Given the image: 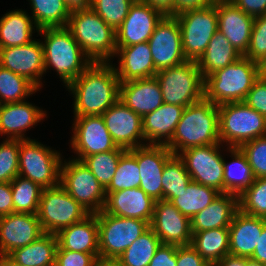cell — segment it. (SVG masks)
Instances as JSON below:
<instances>
[{
	"label": "cell",
	"mask_w": 266,
	"mask_h": 266,
	"mask_svg": "<svg viewBox=\"0 0 266 266\" xmlns=\"http://www.w3.org/2000/svg\"><path fill=\"white\" fill-rule=\"evenodd\" d=\"M66 88L74 97L75 116L102 115L120 98V80L111 63L93 62Z\"/></svg>",
	"instance_id": "obj_1"
},
{
	"label": "cell",
	"mask_w": 266,
	"mask_h": 266,
	"mask_svg": "<svg viewBox=\"0 0 266 266\" xmlns=\"http://www.w3.org/2000/svg\"><path fill=\"white\" fill-rule=\"evenodd\" d=\"M218 143H221L218 106L203 98L185 107L172 139L166 146L174 155H178L188 148Z\"/></svg>",
	"instance_id": "obj_2"
},
{
	"label": "cell",
	"mask_w": 266,
	"mask_h": 266,
	"mask_svg": "<svg viewBox=\"0 0 266 266\" xmlns=\"http://www.w3.org/2000/svg\"><path fill=\"white\" fill-rule=\"evenodd\" d=\"M45 72L54 68L67 87L93 62L66 27L42 28Z\"/></svg>",
	"instance_id": "obj_3"
},
{
	"label": "cell",
	"mask_w": 266,
	"mask_h": 266,
	"mask_svg": "<svg viewBox=\"0 0 266 266\" xmlns=\"http://www.w3.org/2000/svg\"><path fill=\"white\" fill-rule=\"evenodd\" d=\"M66 28L92 62L110 63L116 55V31L91 7L72 12Z\"/></svg>",
	"instance_id": "obj_4"
},
{
	"label": "cell",
	"mask_w": 266,
	"mask_h": 266,
	"mask_svg": "<svg viewBox=\"0 0 266 266\" xmlns=\"http://www.w3.org/2000/svg\"><path fill=\"white\" fill-rule=\"evenodd\" d=\"M259 77L257 62L242 56L204 79V98L217 106L242 102Z\"/></svg>",
	"instance_id": "obj_5"
},
{
	"label": "cell",
	"mask_w": 266,
	"mask_h": 266,
	"mask_svg": "<svg viewBox=\"0 0 266 266\" xmlns=\"http://www.w3.org/2000/svg\"><path fill=\"white\" fill-rule=\"evenodd\" d=\"M218 111L220 142L227 147H240L266 135V117L244 101L218 105Z\"/></svg>",
	"instance_id": "obj_6"
},
{
	"label": "cell",
	"mask_w": 266,
	"mask_h": 266,
	"mask_svg": "<svg viewBox=\"0 0 266 266\" xmlns=\"http://www.w3.org/2000/svg\"><path fill=\"white\" fill-rule=\"evenodd\" d=\"M160 83L163 103L187 107L204 98V79L197 61L161 69L155 74Z\"/></svg>",
	"instance_id": "obj_7"
},
{
	"label": "cell",
	"mask_w": 266,
	"mask_h": 266,
	"mask_svg": "<svg viewBox=\"0 0 266 266\" xmlns=\"http://www.w3.org/2000/svg\"><path fill=\"white\" fill-rule=\"evenodd\" d=\"M60 152L52 150L37 140H20L18 175L30 179L43 189L60 184Z\"/></svg>",
	"instance_id": "obj_8"
},
{
	"label": "cell",
	"mask_w": 266,
	"mask_h": 266,
	"mask_svg": "<svg viewBox=\"0 0 266 266\" xmlns=\"http://www.w3.org/2000/svg\"><path fill=\"white\" fill-rule=\"evenodd\" d=\"M96 216L101 259L117 260L150 227L144 220L114 216L103 210Z\"/></svg>",
	"instance_id": "obj_9"
},
{
	"label": "cell",
	"mask_w": 266,
	"mask_h": 266,
	"mask_svg": "<svg viewBox=\"0 0 266 266\" xmlns=\"http://www.w3.org/2000/svg\"><path fill=\"white\" fill-rule=\"evenodd\" d=\"M60 185L89 214L103 210L106 202L105 188L82 161L71 159L62 162Z\"/></svg>",
	"instance_id": "obj_10"
},
{
	"label": "cell",
	"mask_w": 266,
	"mask_h": 266,
	"mask_svg": "<svg viewBox=\"0 0 266 266\" xmlns=\"http://www.w3.org/2000/svg\"><path fill=\"white\" fill-rule=\"evenodd\" d=\"M37 215L44 233L57 234L89 213L59 184L42 190Z\"/></svg>",
	"instance_id": "obj_11"
},
{
	"label": "cell",
	"mask_w": 266,
	"mask_h": 266,
	"mask_svg": "<svg viewBox=\"0 0 266 266\" xmlns=\"http://www.w3.org/2000/svg\"><path fill=\"white\" fill-rule=\"evenodd\" d=\"M185 58L198 61L204 54L212 36L218 31L216 2L214 5L184 11L176 15Z\"/></svg>",
	"instance_id": "obj_12"
},
{
	"label": "cell",
	"mask_w": 266,
	"mask_h": 266,
	"mask_svg": "<svg viewBox=\"0 0 266 266\" xmlns=\"http://www.w3.org/2000/svg\"><path fill=\"white\" fill-rule=\"evenodd\" d=\"M222 143L188 148L178 154L191 180L224 193Z\"/></svg>",
	"instance_id": "obj_13"
},
{
	"label": "cell",
	"mask_w": 266,
	"mask_h": 266,
	"mask_svg": "<svg viewBox=\"0 0 266 266\" xmlns=\"http://www.w3.org/2000/svg\"><path fill=\"white\" fill-rule=\"evenodd\" d=\"M157 71L185 62L181 30L176 16L165 14L147 41Z\"/></svg>",
	"instance_id": "obj_14"
},
{
	"label": "cell",
	"mask_w": 266,
	"mask_h": 266,
	"mask_svg": "<svg viewBox=\"0 0 266 266\" xmlns=\"http://www.w3.org/2000/svg\"><path fill=\"white\" fill-rule=\"evenodd\" d=\"M71 147L81 161L84 157L96 153L109 152L119 147L107 130L102 115L74 116Z\"/></svg>",
	"instance_id": "obj_15"
},
{
	"label": "cell",
	"mask_w": 266,
	"mask_h": 266,
	"mask_svg": "<svg viewBox=\"0 0 266 266\" xmlns=\"http://www.w3.org/2000/svg\"><path fill=\"white\" fill-rule=\"evenodd\" d=\"M140 170V186L155 201L162 200V176L166 162L174 155L166 145L147 144L128 150Z\"/></svg>",
	"instance_id": "obj_16"
},
{
	"label": "cell",
	"mask_w": 266,
	"mask_h": 266,
	"mask_svg": "<svg viewBox=\"0 0 266 266\" xmlns=\"http://www.w3.org/2000/svg\"><path fill=\"white\" fill-rule=\"evenodd\" d=\"M164 15L162 10L135 0L123 23L116 30V46L147 42Z\"/></svg>",
	"instance_id": "obj_17"
},
{
	"label": "cell",
	"mask_w": 266,
	"mask_h": 266,
	"mask_svg": "<svg viewBox=\"0 0 266 266\" xmlns=\"http://www.w3.org/2000/svg\"><path fill=\"white\" fill-rule=\"evenodd\" d=\"M102 118L118 147L129 150L147 145L141 143L142 140L145 141L142 117L127 107L120 99L102 114Z\"/></svg>",
	"instance_id": "obj_18"
},
{
	"label": "cell",
	"mask_w": 266,
	"mask_h": 266,
	"mask_svg": "<svg viewBox=\"0 0 266 266\" xmlns=\"http://www.w3.org/2000/svg\"><path fill=\"white\" fill-rule=\"evenodd\" d=\"M0 66L26 77L40 89L45 73L42 42L35 39L25 45L0 48Z\"/></svg>",
	"instance_id": "obj_19"
},
{
	"label": "cell",
	"mask_w": 266,
	"mask_h": 266,
	"mask_svg": "<svg viewBox=\"0 0 266 266\" xmlns=\"http://www.w3.org/2000/svg\"><path fill=\"white\" fill-rule=\"evenodd\" d=\"M150 228L162 244L190 245L192 241L191 222L171 202L157 200L154 206Z\"/></svg>",
	"instance_id": "obj_20"
},
{
	"label": "cell",
	"mask_w": 266,
	"mask_h": 266,
	"mask_svg": "<svg viewBox=\"0 0 266 266\" xmlns=\"http://www.w3.org/2000/svg\"><path fill=\"white\" fill-rule=\"evenodd\" d=\"M44 234L37 214L11 213L0 216V256L27 246Z\"/></svg>",
	"instance_id": "obj_21"
},
{
	"label": "cell",
	"mask_w": 266,
	"mask_h": 266,
	"mask_svg": "<svg viewBox=\"0 0 266 266\" xmlns=\"http://www.w3.org/2000/svg\"><path fill=\"white\" fill-rule=\"evenodd\" d=\"M218 31L243 56L246 54L254 23V17L246 14L233 2L216 1Z\"/></svg>",
	"instance_id": "obj_22"
},
{
	"label": "cell",
	"mask_w": 266,
	"mask_h": 266,
	"mask_svg": "<svg viewBox=\"0 0 266 266\" xmlns=\"http://www.w3.org/2000/svg\"><path fill=\"white\" fill-rule=\"evenodd\" d=\"M155 202L139 187L123 189L106 196L103 211L114 216L144 220L150 224Z\"/></svg>",
	"instance_id": "obj_23"
},
{
	"label": "cell",
	"mask_w": 266,
	"mask_h": 266,
	"mask_svg": "<svg viewBox=\"0 0 266 266\" xmlns=\"http://www.w3.org/2000/svg\"><path fill=\"white\" fill-rule=\"evenodd\" d=\"M142 118L163 104L160 83L155 76L120 83V98Z\"/></svg>",
	"instance_id": "obj_24"
},
{
	"label": "cell",
	"mask_w": 266,
	"mask_h": 266,
	"mask_svg": "<svg viewBox=\"0 0 266 266\" xmlns=\"http://www.w3.org/2000/svg\"><path fill=\"white\" fill-rule=\"evenodd\" d=\"M46 111L27 103L0 104V135L7 134V139L30 140L25 132L47 117Z\"/></svg>",
	"instance_id": "obj_25"
},
{
	"label": "cell",
	"mask_w": 266,
	"mask_h": 266,
	"mask_svg": "<svg viewBox=\"0 0 266 266\" xmlns=\"http://www.w3.org/2000/svg\"><path fill=\"white\" fill-rule=\"evenodd\" d=\"M116 47V56H119V68L113 66L120 83L155 76L157 70L148 42Z\"/></svg>",
	"instance_id": "obj_26"
},
{
	"label": "cell",
	"mask_w": 266,
	"mask_h": 266,
	"mask_svg": "<svg viewBox=\"0 0 266 266\" xmlns=\"http://www.w3.org/2000/svg\"><path fill=\"white\" fill-rule=\"evenodd\" d=\"M266 219L238 210L229 226V254L250 258L258 245Z\"/></svg>",
	"instance_id": "obj_27"
},
{
	"label": "cell",
	"mask_w": 266,
	"mask_h": 266,
	"mask_svg": "<svg viewBox=\"0 0 266 266\" xmlns=\"http://www.w3.org/2000/svg\"><path fill=\"white\" fill-rule=\"evenodd\" d=\"M56 236L58 245L62 249L90 253L99 259V237L96 214H89L82 221L61 229Z\"/></svg>",
	"instance_id": "obj_28"
},
{
	"label": "cell",
	"mask_w": 266,
	"mask_h": 266,
	"mask_svg": "<svg viewBox=\"0 0 266 266\" xmlns=\"http://www.w3.org/2000/svg\"><path fill=\"white\" fill-rule=\"evenodd\" d=\"M185 107L163 103L143 118L144 139L147 144L166 145L175 132Z\"/></svg>",
	"instance_id": "obj_29"
},
{
	"label": "cell",
	"mask_w": 266,
	"mask_h": 266,
	"mask_svg": "<svg viewBox=\"0 0 266 266\" xmlns=\"http://www.w3.org/2000/svg\"><path fill=\"white\" fill-rule=\"evenodd\" d=\"M239 210V198L232 193H220L206 208L195 214L191 222V232L227 228Z\"/></svg>",
	"instance_id": "obj_30"
},
{
	"label": "cell",
	"mask_w": 266,
	"mask_h": 266,
	"mask_svg": "<svg viewBox=\"0 0 266 266\" xmlns=\"http://www.w3.org/2000/svg\"><path fill=\"white\" fill-rule=\"evenodd\" d=\"M58 239L44 233L31 244L17 248L6 257L18 266H55Z\"/></svg>",
	"instance_id": "obj_31"
},
{
	"label": "cell",
	"mask_w": 266,
	"mask_h": 266,
	"mask_svg": "<svg viewBox=\"0 0 266 266\" xmlns=\"http://www.w3.org/2000/svg\"><path fill=\"white\" fill-rule=\"evenodd\" d=\"M31 18L26 11L20 9L11 10L4 14L0 18V48L30 43L33 40L32 33L35 28L38 31Z\"/></svg>",
	"instance_id": "obj_32"
},
{
	"label": "cell",
	"mask_w": 266,
	"mask_h": 266,
	"mask_svg": "<svg viewBox=\"0 0 266 266\" xmlns=\"http://www.w3.org/2000/svg\"><path fill=\"white\" fill-rule=\"evenodd\" d=\"M243 55L235 49L226 37L217 31L211 38L204 54L197 61L203 79L240 59Z\"/></svg>",
	"instance_id": "obj_33"
},
{
	"label": "cell",
	"mask_w": 266,
	"mask_h": 266,
	"mask_svg": "<svg viewBox=\"0 0 266 266\" xmlns=\"http://www.w3.org/2000/svg\"><path fill=\"white\" fill-rule=\"evenodd\" d=\"M229 227L192 232L191 246L211 266L229 254Z\"/></svg>",
	"instance_id": "obj_34"
},
{
	"label": "cell",
	"mask_w": 266,
	"mask_h": 266,
	"mask_svg": "<svg viewBox=\"0 0 266 266\" xmlns=\"http://www.w3.org/2000/svg\"><path fill=\"white\" fill-rule=\"evenodd\" d=\"M232 162L224 159V193H232L238 197L254 182L251 166L246 155L239 147L229 148Z\"/></svg>",
	"instance_id": "obj_35"
},
{
	"label": "cell",
	"mask_w": 266,
	"mask_h": 266,
	"mask_svg": "<svg viewBox=\"0 0 266 266\" xmlns=\"http://www.w3.org/2000/svg\"><path fill=\"white\" fill-rule=\"evenodd\" d=\"M220 194L214 188L191 181L186 190L171 198V202L184 216L192 217L209 206Z\"/></svg>",
	"instance_id": "obj_36"
},
{
	"label": "cell",
	"mask_w": 266,
	"mask_h": 266,
	"mask_svg": "<svg viewBox=\"0 0 266 266\" xmlns=\"http://www.w3.org/2000/svg\"><path fill=\"white\" fill-rule=\"evenodd\" d=\"M37 29L66 27L70 11L63 0H30Z\"/></svg>",
	"instance_id": "obj_37"
},
{
	"label": "cell",
	"mask_w": 266,
	"mask_h": 266,
	"mask_svg": "<svg viewBox=\"0 0 266 266\" xmlns=\"http://www.w3.org/2000/svg\"><path fill=\"white\" fill-rule=\"evenodd\" d=\"M161 245L160 239L149 227L117 259L122 266H148Z\"/></svg>",
	"instance_id": "obj_38"
},
{
	"label": "cell",
	"mask_w": 266,
	"mask_h": 266,
	"mask_svg": "<svg viewBox=\"0 0 266 266\" xmlns=\"http://www.w3.org/2000/svg\"><path fill=\"white\" fill-rule=\"evenodd\" d=\"M39 91L26 77L0 66V104L19 103Z\"/></svg>",
	"instance_id": "obj_39"
},
{
	"label": "cell",
	"mask_w": 266,
	"mask_h": 266,
	"mask_svg": "<svg viewBox=\"0 0 266 266\" xmlns=\"http://www.w3.org/2000/svg\"><path fill=\"white\" fill-rule=\"evenodd\" d=\"M10 183L14 213L37 214L43 188L20 175Z\"/></svg>",
	"instance_id": "obj_40"
},
{
	"label": "cell",
	"mask_w": 266,
	"mask_h": 266,
	"mask_svg": "<svg viewBox=\"0 0 266 266\" xmlns=\"http://www.w3.org/2000/svg\"><path fill=\"white\" fill-rule=\"evenodd\" d=\"M191 177L184 162L178 155H173L165 164L162 176V200L169 201L186 190Z\"/></svg>",
	"instance_id": "obj_41"
},
{
	"label": "cell",
	"mask_w": 266,
	"mask_h": 266,
	"mask_svg": "<svg viewBox=\"0 0 266 266\" xmlns=\"http://www.w3.org/2000/svg\"><path fill=\"white\" fill-rule=\"evenodd\" d=\"M126 151V149L119 147L118 149H114L109 152L96 153L86 156L81 161L106 189L115 174L120 157Z\"/></svg>",
	"instance_id": "obj_42"
},
{
	"label": "cell",
	"mask_w": 266,
	"mask_h": 266,
	"mask_svg": "<svg viewBox=\"0 0 266 266\" xmlns=\"http://www.w3.org/2000/svg\"><path fill=\"white\" fill-rule=\"evenodd\" d=\"M140 170L137 159L127 150L118 162L115 174L105 189L106 196L109 193L123 189L138 188L140 186Z\"/></svg>",
	"instance_id": "obj_43"
},
{
	"label": "cell",
	"mask_w": 266,
	"mask_h": 266,
	"mask_svg": "<svg viewBox=\"0 0 266 266\" xmlns=\"http://www.w3.org/2000/svg\"><path fill=\"white\" fill-rule=\"evenodd\" d=\"M238 198L239 210L266 219V177L255 178Z\"/></svg>",
	"instance_id": "obj_44"
},
{
	"label": "cell",
	"mask_w": 266,
	"mask_h": 266,
	"mask_svg": "<svg viewBox=\"0 0 266 266\" xmlns=\"http://www.w3.org/2000/svg\"><path fill=\"white\" fill-rule=\"evenodd\" d=\"M134 2L135 0H91L90 7L116 31Z\"/></svg>",
	"instance_id": "obj_45"
},
{
	"label": "cell",
	"mask_w": 266,
	"mask_h": 266,
	"mask_svg": "<svg viewBox=\"0 0 266 266\" xmlns=\"http://www.w3.org/2000/svg\"><path fill=\"white\" fill-rule=\"evenodd\" d=\"M20 139L0 143V183L11 182L18 176Z\"/></svg>",
	"instance_id": "obj_46"
},
{
	"label": "cell",
	"mask_w": 266,
	"mask_h": 266,
	"mask_svg": "<svg viewBox=\"0 0 266 266\" xmlns=\"http://www.w3.org/2000/svg\"><path fill=\"white\" fill-rule=\"evenodd\" d=\"M239 148L246 155L254 177H266V135L245 142Z\"/></svg>",
	"instance_id": "obj_47"
},
{
	"label": "cell",
	"mask_w": 266,
	"mask_h": 266,
	"mask_svg": "<svg viewBox=\"0 0 266 266\" xmlns=\"http://www.w3.org/2000/svg\"><path fill=\"white\" fill-rule=\"evenodd\" d=\"M266 53V14L254 18L251 40L244 57L255 62Z\"/></svg>",
	"instance_id": "obj_48"
},
{
	"label": "cell",
	"mask_w": 266,
	"mask_h": 266,
	"mask_svg": "<svg viewBox=\"0 0 266 266\" xmlns=\"http://www.w3.org/2000/svg\"><path fill=\"white\" fill-rule=\"evenodd\" d=\"M97 261L93 254L64 250L58 245L55 266H96Z\"/></svg>",
	"instance_id": "obj_49"
},
{
	"label": "cell",
	"mask_w": 266,
	"mask_h": 266,
	"mask_svg": "<svg viewBox=\"0 0 266 266\" xmlns=\"http://www.w3.org/2000/svg\"><path fill=\"white\" fill-rule=\"evenodd\" d=\"M244 102L266 117V77H259L254 82Z\"/></svg>",
	"instance_id": "obj_50"
},
{
	"label": "cell",
	"mask_w": 266,
	"mask_h": 266,
	"mask_svg": "<svg viewBox=\"0 0 266 266\" xmlns=\"http://www.w3.org/2000/svg\"><path fill=\"white\" fill-rule=\"evenodd\" d=\"M177 266H211L191 245L177 246Z\"/></svg>",
	"instance_id": "obj_51"
},
{
	"label": "cell",
	"mask_w": 266,
	"mask_h": 266,
	"mask_svg": "<svg viewBox=\"0 0 266 266\" xmlns=\"http://www.w3.org/2000/svg\"><path fill=\"white\" fill-rule=\"evenodd\" d=\"M176 251L177 245L161 243L148 266H177Z\"/></svg>",
	"instance_id": "obj_52"
},
{
	"label": "cell",
	"mask_w": 266,
	"mask_h": 266,
	"mask_svg": "<svg viewBox=\"0 0 266 266\" xmlns=\"http://www.w3.org/2000/svg\"><path fill=\"white\" fill-rule=\"evenodd\" d=\"M238 8L252 17L266 14V0H230Z\"/></svg>",
	"instance_id": "obj_53"
},
{
	"label": "cell",
	"mask_w": 266,
	"mask_h": 266,
	"mask_svg": "<svg viewBox=\"0 0 266 266\" xmlns=\"http://www.w3.org/2000/svg\"><path fill=\"white\" fill-rule=\"evenodd\" d=\"M215 0H173V15L184 11L202 9L215 4Z\"/></svg>",
	"instance_id": "obj_54"
},
{
	"label": "cell",
	"mask_w": 266,
	"mask_h": 266,
	"mask_svg": "<svg viewBox=\"0 0 266 266\" xmlns=\"http://www.w3.org/2000/svg\"><path fill=\"white\" fill-rule=\"evenodd\" d=\"M14 213L11 183H0V216Z\"/></svg>",
	"instance_id": "obj_55"
},
{
	"label": "cell",
	"mask_w": 266,
	"mask_h": 266,
	"mask_svg": "<svg viewBox=\"0 0 266 266\" xmlns=\"http://www.w3.org/2000/svg\"><path fill=\"white\" fill-rule=\"evenodd\" d=\"M250 259L266 265V225L263 227L261 236L258 240V245L256 246Z\"/></svg>",
	"instance_id": "obj_56"
},
{
	"label": "cell",
	"mask_w": 266,
	"mask_h": 266,
	"mask_svg": "<svg viewBox=\"0 0 266 266\" xmlns=\"http://www.w3.org/2000/svg\"><path fill=\"white\" fill-rule=\"evenodd\" d=\"M162 10L167 15H173V0H140Z\"/></svg>",
	"instance_id": "obj_57"
},
{
	"label": "cell",
	"mask_w": 266,
	"mask_h": 266,
	"mask_svg": "<svg viewBox=\"0 0 266 266\" xmlns=\"http://www.w3.org/2000/svg\"><path fill=\"white\" fill-rule=\"evenodd\" d=\"M213 266H245V257L228 254Z\"/></svg>",
	"instance_id": "obj_58"
},
{
	"label": "cell",
	"mask_w": 266,
	"mask_h": 266,
	"mask_svg": "<svg viewBox=\"0 0 266 266\" xmlns=\"http://www.w3.org/2000/svg\"><path fill=\"white\" fill-rule=\"evenodd\" d=\"M70 13L85 10L90 7L91 0H63Z\"/></svg>",
	"instance_id": "obj_59"
},
{
	"label": "cell",
	"mask_w": 266,
	"mask_h": 266,
	"mask_svg": "<svg viewBox=\"0 0 266 266\" xmlns=\"http://www.w3.org/2000/svg\"><path fill=\"white\" fill-rule=\"evenodd\" d=\"M258 72L260 77H266V53L257 61Z\"/></svg>",
	"instance_id": "obj_60"
},
{
	"label": "cell",
	"mask_w": 266,
	"mask_h": 266,
	"mask_svg": "<svg viewBox=\"0 0 266 266\" xmlns=\"http://www.w3.org/2000/svg\"><path fill=\"white\" fill-rule=\"evenodd\" d=\"M96 266H122V265L115 259L99 258Z\"/></svg>",
	"instance_id": "obj_61"
},
{
	"label": "cell",
	"mask_w": 266,
	"mask_h": 266,
	"mask_svg": "<svg viewBox=\"0 0 266 266\" xmlns=\"http://www.w3.org/2000/svg\"><path fill=\"white\" fill-rule=\"evenodd\" d=\"M0 266H18L10 261L6 256H0Z\"/></svg>",
	"instance_id": "obj_62"
},
{
	"label": "cell",
	"mask_w": 266,
	"mask_h": 266,
	"mask_svg": "<svg viewBox=\"0 0 266 266\" xmlns=\"http://www.w3.org/2000/svg\"><path fill=\"white\" fill-rule=\"evenodd\" d=\"M245 266H266V265L245 257Z\"/></svg>",
	"instance_id": "obj_63"
}]
</instances>
